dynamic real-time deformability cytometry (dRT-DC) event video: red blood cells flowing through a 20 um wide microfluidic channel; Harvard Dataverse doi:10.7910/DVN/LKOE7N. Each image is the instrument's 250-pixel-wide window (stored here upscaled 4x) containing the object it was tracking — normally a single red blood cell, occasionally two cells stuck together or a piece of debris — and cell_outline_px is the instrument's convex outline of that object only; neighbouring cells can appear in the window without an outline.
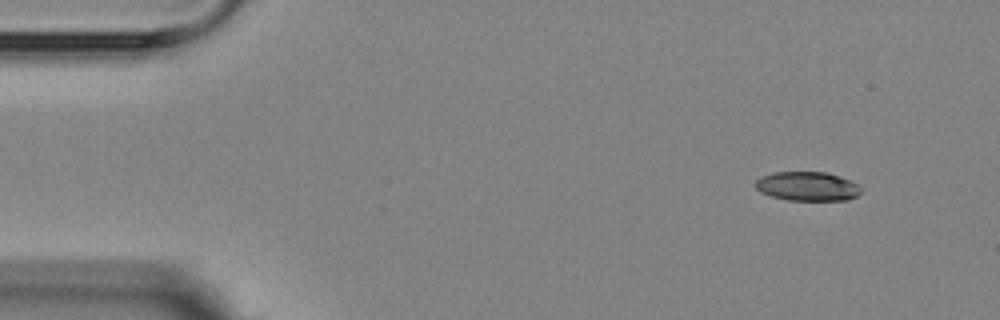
{"species": "Egyptian fruit bat (a non-hibernating species)", "species_latin": "Rousettus aegyptiacus", "temperature_condition": "room temperature", "stored_images_in_passage": 5, "segment_of_instrument_passage": [1, 2], "camera_frame_rate_fps": 3000, "um_per_image_px": 0.085, "animal": {"sex": "female"}, "frame": {"image": 1, "passage_image": 1, "time_ms": 0.0, "image_size_px": [1000, 320], "cell_outline_px": [[860, 192], [856, 196], [848, 200], [788, 200], [772, 196], [760, 192], [756, 188], [756, 180], [760, 176], [772, 172], [828, 172], [852, 180], [860, 184]], "centroid_in_image_um": [68.65, 15.82], "position_along_channel_um": 16.4, "area_um2": 18.09}}